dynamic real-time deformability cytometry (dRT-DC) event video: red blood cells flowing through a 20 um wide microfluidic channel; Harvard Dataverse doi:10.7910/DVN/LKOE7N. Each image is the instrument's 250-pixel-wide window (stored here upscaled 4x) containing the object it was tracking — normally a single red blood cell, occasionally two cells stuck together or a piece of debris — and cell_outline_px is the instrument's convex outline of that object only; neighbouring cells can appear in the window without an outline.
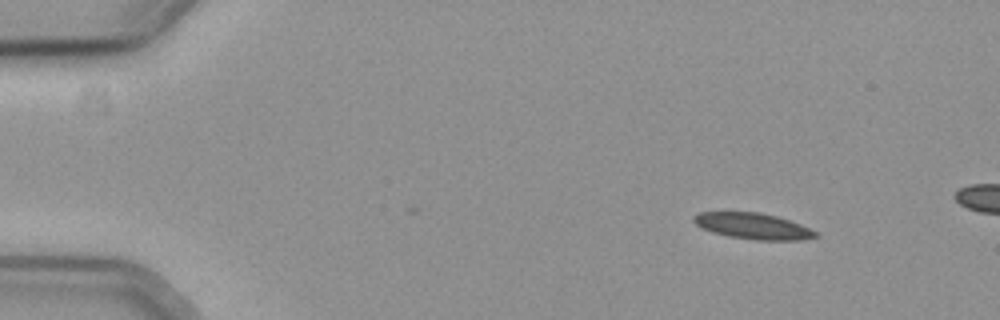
{"species": "common noctule bat (a hibernating species)", "species_latin": "Nyctalus noctula", "temperature_condition": "cold", "stored_images_in_passage": 10, "camera_frame_rate_fps": 3000, "um_per_image_px": 0.085, "animal": {"sex": "female", "body_mass_g": 19.3, "forearm_length_mm": 54.1}, "frame": {"image": 1, "passage_image": 1, "time_ms": 0.0, "image_size_px": [1000, 320], "cell_outline_px": [[820, 236], [800, 240], [756, 240], [728, 236], [712, 232], [696, 224], [692, 220], [692, 216], [700, 212], [760, 212], [776, 216], [800, 224], [816, 232]], "centroid_in_image_um": [63.99, 19.21], "position_along_channel_um": 21.0, "area_um2": 18.38}}